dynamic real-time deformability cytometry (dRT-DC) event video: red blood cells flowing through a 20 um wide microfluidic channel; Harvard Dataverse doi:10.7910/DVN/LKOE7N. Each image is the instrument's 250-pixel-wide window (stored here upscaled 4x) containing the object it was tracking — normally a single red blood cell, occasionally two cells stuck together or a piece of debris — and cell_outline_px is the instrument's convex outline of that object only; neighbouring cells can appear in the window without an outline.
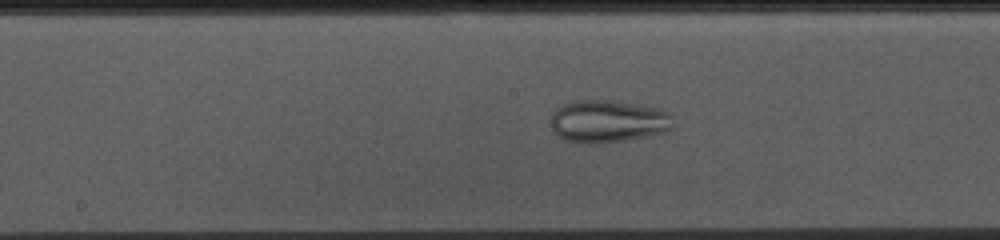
{"species": "common noctule bat (a hibernating species)", "species_latin": "Nyctalus noctula", "temperature_condition": "cold", "stored_images_in_passage": 48, "camera_frame_rate_fps": 3000, "um_per_image_px": 0.085, "animal": {"sex": "female", "body_mass_g": 10.0, "forearm_length_mm": 53.1}, "frame": {"image": 1, "passage_image": 21, "time_ms": 6.667, "image_size_px": [1000, 240], "cell_outline_px": [[672, 128], [668, 132], [648, 136], [624, 140], [592, 144], [588, 144], [564, 140], [552, 132], [552, 112], [556, 108], [564, 104], [576, 100], [612, 100], [660, 108], [668, 112], [672, 116]], "centroid_in_image_um": [51.68, 10.31], "position_along_channel_um": 196.5, "area_um2": 30.58}}
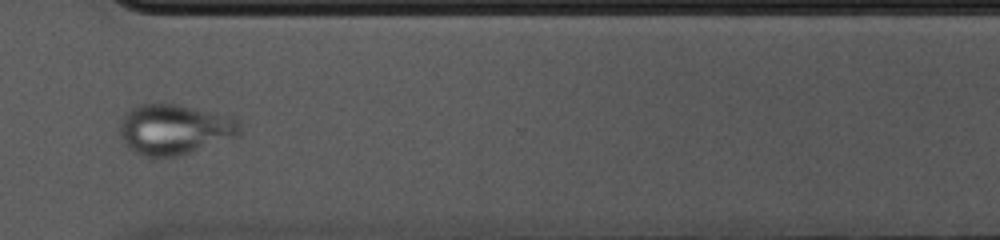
{"frame": {"image": 2, "passage_image": 34, "time_ms": 11.0, "image_size_px": [1000, 240], "cell_outline_px": [[240, 136], [236, 140], [180, 156], [144, 156], [128, 148], [124, 144], [120, 136], [120, 120], [136, 104], [180, 104], [236, 116], [240, 120]], "centroid_in_image_um": [14.95, 11.0], "position_along_channel_um": 355.7, "area_um2": 36.36}}
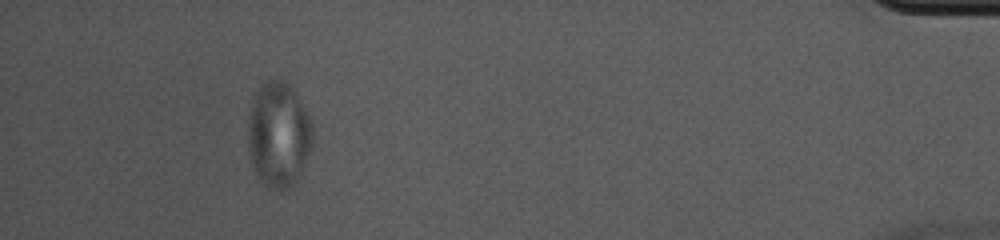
{"frame": {"image": 3, "passage_image": 44, "time_ms": 14.333, "image_size_px": [1000, 240], "cell_outline_px": [[312, 144], [300, 172], [296, 180], [284, 192], [280, 192], [268, 188], [256, 176], [252, 164], [248, 144], [248, 112], [252, 92], [268, 80], [284, 80], [292, 88], [300, 100], [312, 124]], "centroid_in_image_um": [23.63, 11.44], "position_along_channel_um": 411.6, "area_um2": 39.94}}